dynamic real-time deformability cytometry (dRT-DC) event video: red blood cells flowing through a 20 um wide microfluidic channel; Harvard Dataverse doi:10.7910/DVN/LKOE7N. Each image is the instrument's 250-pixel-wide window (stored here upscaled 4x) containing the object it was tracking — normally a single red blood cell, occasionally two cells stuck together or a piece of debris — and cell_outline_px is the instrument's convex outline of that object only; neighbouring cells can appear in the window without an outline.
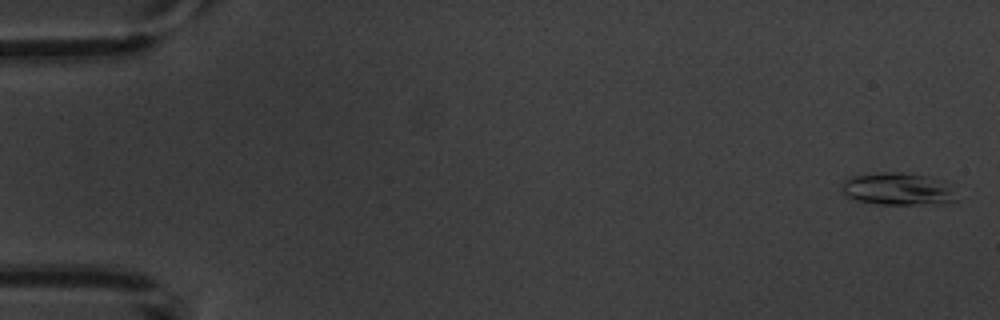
{"species": "common noctule bat (a hibernating species)", "species_latin": "Nyctalus noctula", "temperature_condition": "warm", "stored_images_in_passage": 9, "camera_frame_rate_fps": 3000, "um_per_image_px": 0.085, "animal": {"sex": "male", "body_mass_g": 20.1, "forearm_length_mm": 53.5}, "frame": {"image": 1, "passage_image": 1, "time_ms": 0.0, "image_size_px": [1000, 320], "cell_outline_px": [[960, 200], [920, 204], [880, 204], [856, 200], [848, 196], [844, 192], [844, 180], [852, 176], [884, 172], [900, 172], [924, 176], [944, 180]], "centroid_in_image_um": [76.34, 16.06], "position_along_channel_um": 8.7, "area_um2": 21.15}}
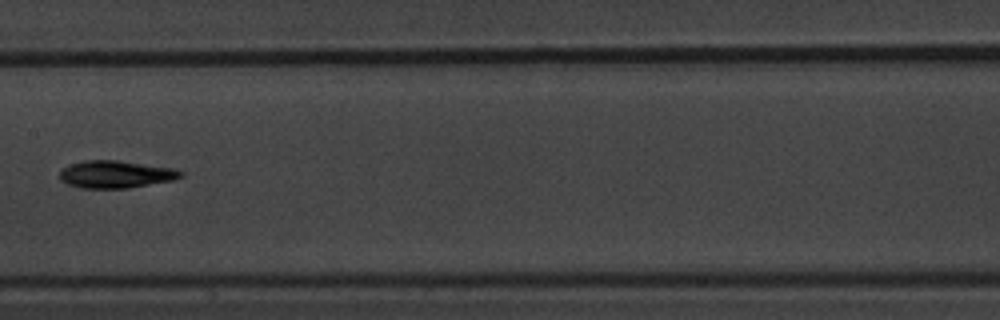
{"frame": {"image": 2, "passage_image": 8, "time_ms": 9.0, "image_size_px": [1000, 320], "cell_outline_px": [[184, 176], [172, 180], [128, 188], [80, 188], [68, 184], [60, 180], [60, 172], [64, 168], [72, 164], [84, 160], [116, 160], [172, 168], [184, 172]], "centroid_in_image_um": [9.84, 14.82], "position_along_channel_um": 197.6, "area_um2": 19.13}}
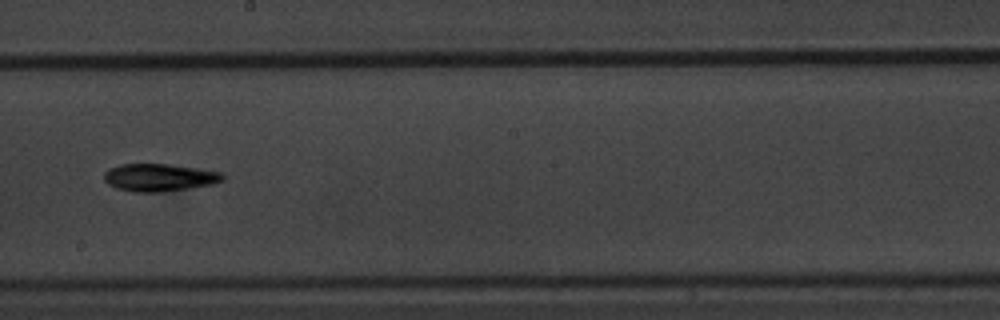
{"frame": {"image": 3, "passage_image": 9, "time_ms": 10.0, "image_size_px": [1000, 320], "cell_outline_px": [[224, 180], [212, 184], [160, 192], [136, 192], [116, 188], [108, 184], [104, 180], [104, 172], [108, 168], [120, 164], [164, 164], [196, 168], [224, 172]], "centroid_in_image_um": [13.52, 15.08], "position_along_channel_um": 234.7, "area_um2": 18.96}}